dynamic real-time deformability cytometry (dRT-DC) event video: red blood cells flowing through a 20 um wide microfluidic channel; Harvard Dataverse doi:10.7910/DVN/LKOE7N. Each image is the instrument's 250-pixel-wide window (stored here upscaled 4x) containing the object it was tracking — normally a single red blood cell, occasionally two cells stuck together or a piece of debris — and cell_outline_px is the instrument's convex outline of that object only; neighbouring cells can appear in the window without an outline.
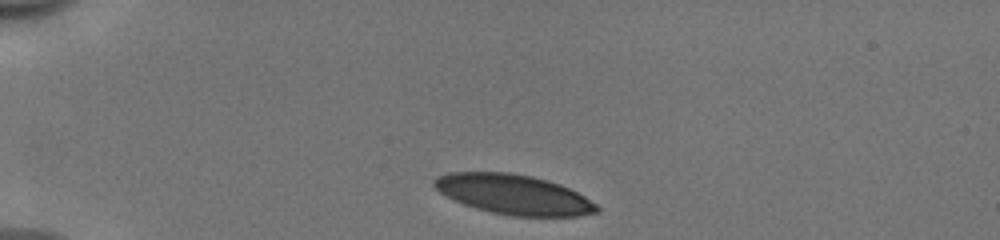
{"species": "human", "species_latin": "Homo sapiens", "temperature_condition": "cold", "stored_images_in_passage": 5, "camera_frame_rate_fps": 3000, "um_per_image_px": 0.085, "donor": {"sex": "male"}, "frame": {"image": 1, "passage_image": 1, "time_ms": 0.0, "image_size_px": [1000, 240], "cell_outline_px": [[600, 212], [580, 216], [512, 216], [492, 212], [476, 208], [464, 204], [440, 192], [432, 184], [432, 180], [436, 176], [448, 172], [508, 172], [532, 176], [548, 180], [560, 184], [584, 196], [596, 204], [600, 208]], "centroid_in_image_um": [43.67, 16.52], "position_along_channel_um": 41.3, "area_um2": 37.74}}
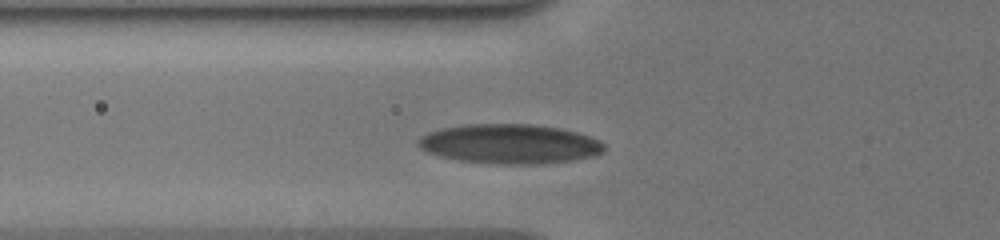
{"frame": {"image": 2, "passage_image": 4, "time_ms": 1.0, "image_size_px": [1000, 240], "cell_outline_px": [[604, 152], [596, 156], [572, 160], [532, 164], [496, 164], [460, 160], [440, 156], [428, 152], [420, 148], [416, 144], [416, 140], [420, 136], [428, 132], [440, 128], [464, 124], [536, 124], [560, 128], [592, 136], [600, 140], [604, 144]], "centroid_in_image_um": [43.32, 12.22], "position_along_channel_um": 82.5, "area_um2": 43.18}}